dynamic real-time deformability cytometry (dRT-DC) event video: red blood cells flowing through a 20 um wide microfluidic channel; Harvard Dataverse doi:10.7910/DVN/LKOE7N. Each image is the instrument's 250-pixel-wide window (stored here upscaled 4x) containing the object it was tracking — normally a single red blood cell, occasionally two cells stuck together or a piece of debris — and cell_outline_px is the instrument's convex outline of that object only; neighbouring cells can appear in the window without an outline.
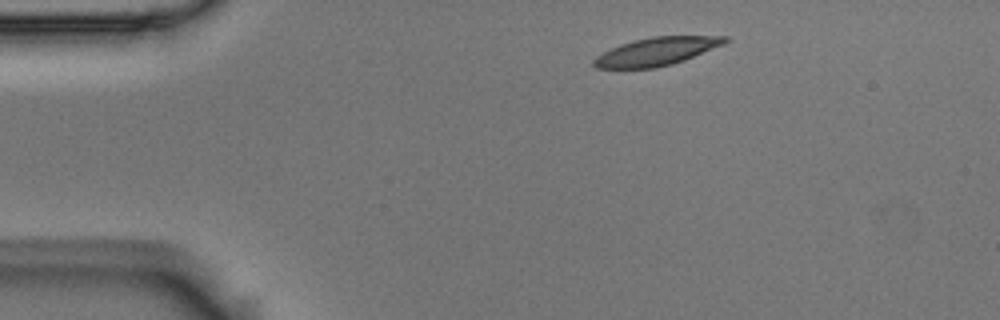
{"species": "Egyptian fruit bat (a non-hibernating species)", "species_latin": "Rousettus aegyptiacus", "temperature_condition": "room temperature", "stored_images_in_passage": 2, "camera_frame_rate_fps": 3000, "um_per_image_px": 0.085, "animal": {"sex": "male"}, "frame": {"image": 1, "passage_image": 2, "time_ms": 0.333, "image_size_px": [1000, 320], "cell_outline_px": [[728, 40], [724, 44], [684, 60], [672, 64], [656, 68], [596, 68], [592, 64], [592, 60], [596, 56], [620, 44], [632, 40], [652, 36], [728, 36]], "centroid_in_image_um": [55.78, 4.37], "position_along_channel_um": 29.2, "area_um2": 21.39}}